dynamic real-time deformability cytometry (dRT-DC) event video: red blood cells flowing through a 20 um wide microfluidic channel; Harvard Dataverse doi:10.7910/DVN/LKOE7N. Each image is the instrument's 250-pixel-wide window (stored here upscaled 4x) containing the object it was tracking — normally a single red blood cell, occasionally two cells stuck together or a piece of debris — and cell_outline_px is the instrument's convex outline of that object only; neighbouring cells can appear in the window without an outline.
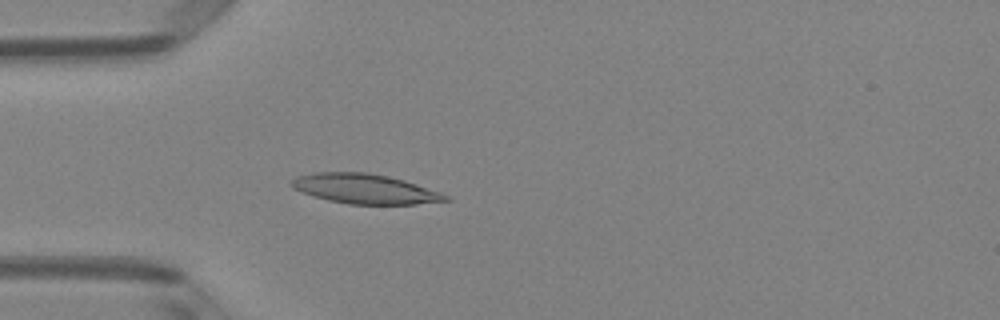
{"species": "Egyptian fruit bat (a non-hibernating species)", "species_latin": "Rousettus aegyptiacus", "temperature_condition": "room temperature", "stored_images_in_passage": 4, "camera_frame_rate_fps": 3000, "um_per_image_px": 0.085, "animal": {"sex": "female"}, "frame": {"image": 1, "passage_image": 4, "time_ms": 1.0, "image_size_px": [1000, 320], "cell_outline_px": [[452, 200], [416, 204], [348, 204], [328, 200], [292, 188], [288, 184], [296, 176], [312, 172], [368, 172], [404, 180], [440, 192], [448, 196]], "centroid_in_image_um": [30.99, 16.04], "position_along_channel_um": 54.0, "area_um2": 26.59}}